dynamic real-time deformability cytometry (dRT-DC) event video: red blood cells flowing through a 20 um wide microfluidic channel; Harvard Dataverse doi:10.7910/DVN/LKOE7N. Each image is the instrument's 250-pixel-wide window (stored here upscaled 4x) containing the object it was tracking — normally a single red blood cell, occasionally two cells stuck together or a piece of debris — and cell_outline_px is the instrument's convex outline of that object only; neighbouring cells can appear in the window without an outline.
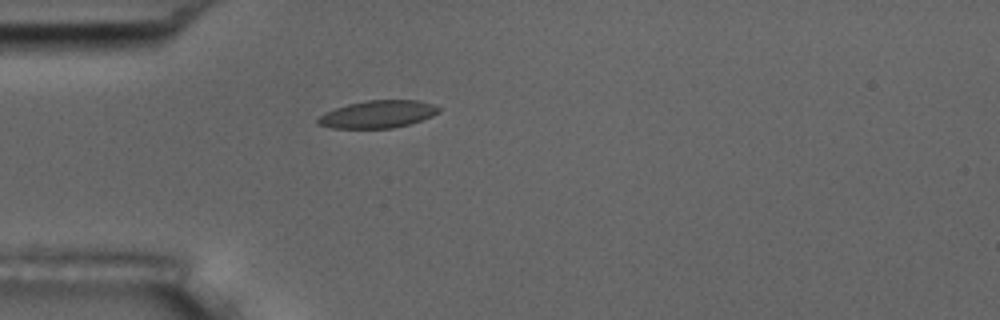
{"species": "common noctule bat (a hibernating species)", "species_latin": "Nyctalus noctula", "temperature_condition": "room temperature", "stored_images_in_passage": 1, "camera_frame_rate_fps": 3000, "um_per_image_px": 0.085, "animal": {"sex": "male", "body_mass_g": 17.5, "forearm_length_mm": 52.3}, "frame": {"image": 1, "passage_image": 1, "time_ms": 0.0, "image_size_px": [1000, 320], "cell_outline_px": [[440, 112], [432, 116], [408, 124], [392, 128], [332, 128], [316, 124], [316, 120], [324, 112], [348, 104], [368, 100], [416, 100], [432, 104], [440, 108]], "centroid_in_image_um": [32.08, 9.71], "position_along_channel_um": 52.9, "area_um2": 19.25}}